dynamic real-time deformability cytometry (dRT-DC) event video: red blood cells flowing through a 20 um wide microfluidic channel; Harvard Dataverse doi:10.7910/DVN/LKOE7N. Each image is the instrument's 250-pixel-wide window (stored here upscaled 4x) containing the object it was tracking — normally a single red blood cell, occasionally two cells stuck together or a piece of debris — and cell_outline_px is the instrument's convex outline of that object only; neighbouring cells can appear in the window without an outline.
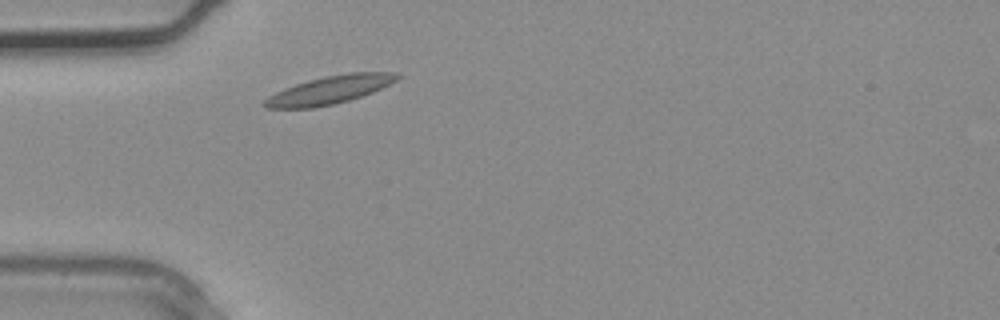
{"species": "common noctule bat (a hibernating species)", "species_latin": "Nyctalus noctula", "temperature_condition": "warm", "stored_images_in_passage": 1, "camera_frame_rate_fps": 3000, "um_per_image_px": 0.085, "animal": {"sex": "male", "body_mass_g": 20.4}, "frame": {"image": 1, "passage_image": 1, "time_ms": 0.0, "image_size_px": [1000, 320], "cell_outline_px": [[404, 76], [372, 92], [348, 100], [332, 104], [312, 108], [268, 108], [260, 104], [268, 96], [284, 88], [308, 80], [324, 76], [348, 72], [392, 72]], "centroid_in_image_um": [27.99, 7.63], "position_along_channel_um": 57.0, "area_um2": 21.5}}